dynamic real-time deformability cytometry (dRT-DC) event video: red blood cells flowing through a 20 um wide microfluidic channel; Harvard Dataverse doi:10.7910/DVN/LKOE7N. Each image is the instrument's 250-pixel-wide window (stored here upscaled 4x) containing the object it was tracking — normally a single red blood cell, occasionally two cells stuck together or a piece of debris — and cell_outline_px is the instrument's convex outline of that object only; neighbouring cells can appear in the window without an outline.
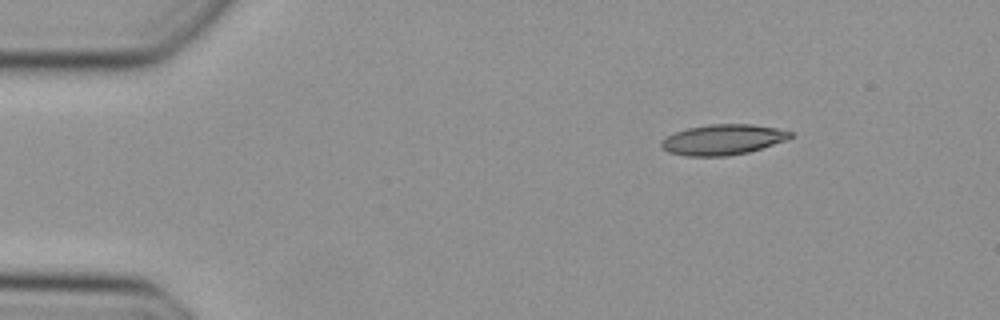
{"species": "Egyptian fruit bat (a non-hibernating species)", "species_latin": "Rousettus aegyptiacus", "temperature_condition": "cold", "stored_images_in_passage": 42, "camera_frame_rate_fps": 3000, "um_per_image_px": 0.085, "animal": {"sex": "female"}, "frame": {"image": 1, "passage_image": 1, "time_ms": 0.0, "image_size_px": [1000, 320], "cell_outline_px": [[792, 136], [784, 140], [748, 152], [728, 156], [688, 156], [668, 152], [660, 144], [668, 136], [676, 132], [688, 128], [708, 124], [752, 124], [776, 128], [792, 132]], "centroid_in_image_um": [61.43, 11.86], "position_along_channel_um": 23.6, "area_um2": 22.48}}
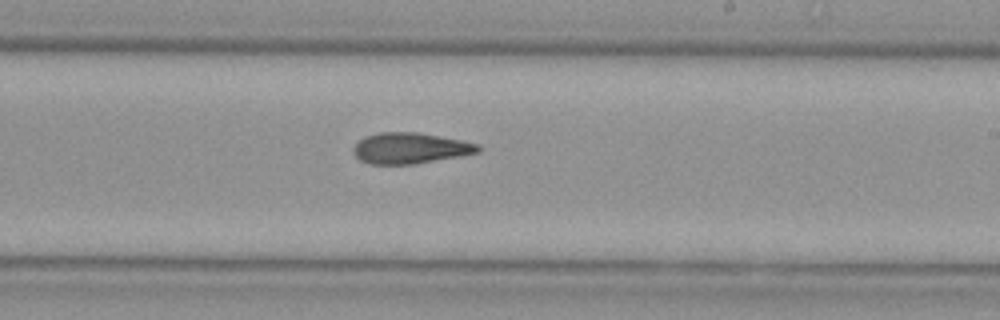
{"frame": {"image": 2, "passage_image": 23, "time_ms": 7.333, "image_size_px": [1000, 320], "cell_outline_px": [[484, 148], [480, 152], [460, 156], [416, 164], [372, 164], [360, 160], [352, 152], [352, 148], [364, 136], [380, 132], [416, 132], [460, 140], [480, 144]], "centroid_in_image_um": [34.89, 12.6], "position_along_channel_um": 254.1, "area_um2": 22.54}}
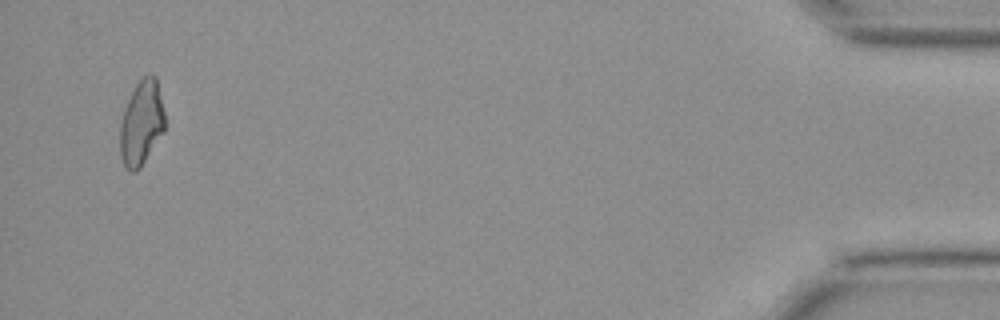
{"frame": {"image": 3, "passage_image": 41, "time_ms": 13.333, "image_size_px": [1000, 320], "cell_outline_px": [[164, 132], [140, 168], [136, 172], [132, 172], [124, 164], [120, 156], [120, 120], [124, 108], [136, 84], [144, 76], [156, 76], [164, 112]], "centroid_in_image_um": [12.01, 10.48], "position_along_channel_um": 423.2, "area_um2": 21.96}}